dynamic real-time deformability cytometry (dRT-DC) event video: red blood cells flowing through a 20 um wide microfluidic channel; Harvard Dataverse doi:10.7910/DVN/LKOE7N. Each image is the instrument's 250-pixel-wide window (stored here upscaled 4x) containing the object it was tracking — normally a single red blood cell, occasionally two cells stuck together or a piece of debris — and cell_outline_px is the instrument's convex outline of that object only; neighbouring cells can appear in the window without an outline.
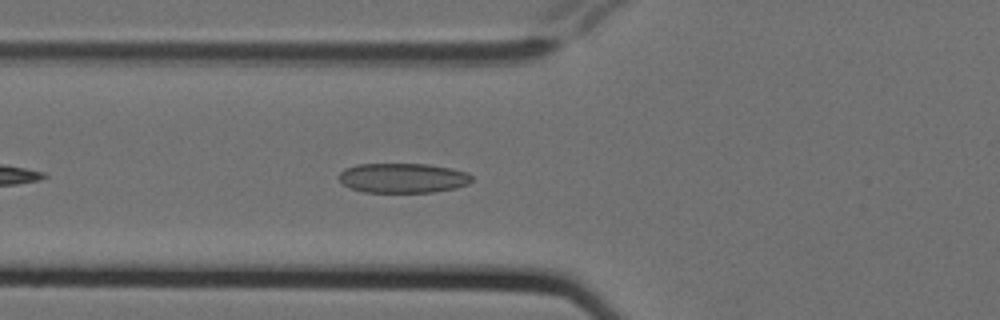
{"species": "Egyptian fruit bat (a non-hibernating species)", "species_latin": "Rousettus aegyptiacus", "temperature_condition": "cold", "stored_images_in_passage": 9, "camera_frame_rate_fps": 3000, "um_per_image_px": 0.085, "animal": {"sex": "female"}, "frame": {"image": 1, "passage_image": 9, "time_ms": 2.667, "image_size_px": [1000, 320], "cell_outline_px": [[472, 180], [468, 184], [456, 188], [432, 192], [364, 192], [348, 188], [340, 180], [340, 172], [344, 168], [356, 164], [428, 164], [452, 168], [468, 172], [472, 176]], "centroid_in_image_um": [34.25, 15.12], "position_along_channel_um": 91.5, "area_um2": 23.18}}